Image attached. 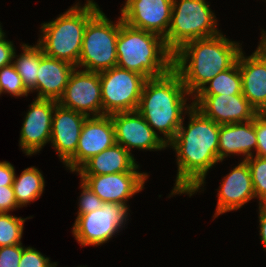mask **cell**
<instances>
[{
  "label": "cell",
  "mask_w": 266,
  "mask_h": 267,
  "mask_svg": "<svg viewBox=\"0 0 266 267\" xmlns=\"http://www.w3.org/2000/svg\"><path fill=\"white\" fill-rule=\"evenodd\" d=\"M174 139L167 145L177 155V176L170 197L187 194L191 197L201 192L206 175L219 161L218 145L220 125L205 117L194 106L186 113Z\"/></svg>",
  "instance_id": "cell-1"
},
{
  "label": "cell",
  "mask_w": 266,
  "mask_h": 267,
  "mask_svg": "<svg viewBox=\"0 0 266 267\" xmlns=\"http://www.w3.org/2000/svg\"><path fill=\"white\" fill-rule=\"evenodd\" d=\"M218 35L188 41L173 53V69L193 97L217 74L231 68L242 51V44Z\"/></svg>",
  "instance_id": "cell-2"
},
{
  "label": "cell",
  "mask_w": 266,
  "mask_h": 267,
  "mask_svg": "<svg viewBox=\"0 0 266 267\" xmlns=\"http://www.w3.org/2000/svg\"><path fill=\"white\" fill-rule=\"evenodd\" d=\"M189 97L192 96L172 68L161 77L146 79L137 111L168 145L177 134L186 113L193 107V102L189 105L186 103L191 99Z\"/></svg>",
  "instance_id": "cell-3"
},
{
  "label": "cell",
  "mask_w": 266,
  "mask_h": 267,
  "mask_svg": "<svg viewBox=\"0 0 266 267\" xmlns=\"http://www.w3.org/2000/svg\"><path fill=\"white\" fill-rule=\"evenodd\" d=\"M117 67L134 71L146 79L161 77L173 68V53L164 38L122 21L116 44Z\"/></svg>",
  "instance_id": "cell-4"
},
{
  "label": "cell",
  "mask_w": 266,
  "mask_h": 267,
  "mask_svg": "<svg viewBox=\"0 0 266 267\" xmlns=\"http://www.w3.org/2000/svg\"><path fill=\"white\" fill-rule=\"evenodd\" d=\"M83 5L77 2L55 20L41 24L37 44L45 55L77 67L86 24L100 10L94 0Z\"/></svg>",
  "instance_id": "cell-5"
},
{
  "label": "cell",
  "mask_w": 266,
  "mask_h": 267,
  "mask_svg": "<svg viewBox=\"0 0 266 267\" xmlns=\"http://www.w3.org/2000/svg\"><path fill=\"white\" fill-rule=\"evenodd\" d=\"M216 15L206 0H173L165 45L175 53L188 41L218 35Z\"/></svg>",
  "instance_id": "cell-6"
},
{
  "label": "cell",
  "mask_w": 266,
  "mask_h": 267,
  "mask_svg": "<svg viewBox=\"0 0 266 267\" xmlns=\"http://www.w3.org/2000/svg\"><path fill=\"white\" fill-rule=\"evenodd\" d=\"M121 26L99 10L86 24L82 49L76 68L100 73L117 66L116 44Z\"/></svg>",
  "instance_id": "cell-7"
},
{
  "label": "cell",
  "mask_w": 266,
  "mask_h": 267,
  "mask_svg": "<svg viewBox=\"0 0 266 267\" xmlns=\"http://www.w3.org/2000/svg\"><path fill=\"white\" fill-rule=\"evenodd\" d=\"M99 74L103 115L137 110L146 81L144 76L117 66Z\"/></svg>",
  "instance_id": "cell-8"
},
{
  "label": "cell",
  "mask_w": 266,
  "mask_h": 267,
  "mask_svg": "<svg viewBox=\"0 0 266 267\" xmlns=\"http://www.w3.org/2000/svg\"><path fill=\"white\" fill-rule=\"evenodd\" d=\"M129 210L122 204L104 203L98 210L76 217L72 234L82 247L107 243L129 220Z\"/></svg>",
  "instance_id": "cell-9"
},
{
  "label": "cell",
  "mask_w": 266,
  "mask_h": 267,
  "mask_svg": "<svg viewBox=\"0 0 266 267\" xmlns=\"http://www.w3.org/2000/svg\"><path fill=\"white\" fill-rule=\"evenodd\" d=\"M64 108L90 116H102L100 74L75 69L71 72L66 88L57 102Z\"/></svg>",
  "instance_id": "cell-10"
},
{
  "label": "cell",
  "mask_w": 266,
  "mask_h": 267,
  "mask_svg": "<svg viewBox=\"0 0 266 267\" xmlns=\"http://www.w3.org/2000/svg\"><path fill=\"white\" fill-rule=\"evenodd\" d=\"M116 143L111 115L87 117L81 130L75 154L64 164L76 172L91 157Z\"/></svg>",
  "instance_id": "cell-11"
},
{
  "label": "cell",
  "mask_w": 266,
  "mask_h": 267,
  "mask_svg": "<svg viewBox=\"0 0 266 267\" xmlns=\"http://www.w3.org/2000/svg\"><path fill=\"white\" fill-rule=\"evenodd\" d=\"M147 172H120L106 175H80V180L104 202L122 204L144 189Z\"/></svg>",
  "instance_id": "cell-12"
},
{
  "label": "cell",
  "mask_w": 266,
  "mask_h": 267,
  "mask_svg": "<svg viewBox=\"0 0 266 267\" xmlns=\"http://www.w3.org/2000/svg\"><path fill=\"white\" fill-rule=\"evenodd\" d=\"M193 106L219 125L244 123L258 114L243 94L194 95Z\"/></svg>",
  "instance_id": "cell-13"
},
{
  "label": "cell",
  "mask_w": 266,
  "mask_h": 267,
  "mask_svg": "<svg viewBox=\"0 0 266 267\" xmlns=\"http://www.w3.org/2000/svg\"><path fill=\"white\" fill-rule=\"evenodd\" d=\"M111 120L116 143L123 146L130 154H132V148L143 151H160L167 148L164 141L137 110L114 113L111 115Z\"/></svg>",
  "instance_id": "cell-14"
},
{
  "label": "cell",
  "mask_w": 266,
  "mask_h": 267,
  "mask_svg": "<svg viewBox=\"0 0 266 267\" xmlns=\"http://www.w3.org/2000/svg\"><path fill=\"white\" fill-rule=\"evenodd\" d=\"M58 103L35 98L23 119L19 146L27 156L37 154L50 142L53 111Z\"/></svg>",
  "instance_id": "cell-15"
},
{
  "label": "cell",
  "mask_w": 266,
  "mask_h": 267,
  "mask_svg": "<svg viewBox=\"0 0 266 267\" xmlns=\"http://www.w3.org/2000/svg\"><path fill=\"white\" fill-rule=\"evenodd\" d=\"M173 0H126L121 8L122 21L131 27L156 33H168Z\"/></svg>",
  "instance_id": "cell-16"
},
{
  "label": "cell",
  "mask_w": 266,
  "mask_h": 267,
  "mask_svg": "<svg viewBox=\"0 0 266 267\" xmlns=\"http://www.w3.org/2000/svg\"><path fill=\"white\" fill-rule=\"evenodd\" d=\"M218 202L214 218L229 211L242 208L246 203L255 199L251 172L245 160L223 177L217 189Z\"/></svg>",
  "instance_id": "cell-17"
},
{
  "label": "cell",
  "mask_w": 266,
  "mask_h": 267,
  "mask_svg": "<svg viewBox=\"0 0 266 267\" xmlns=\"http://www.w3.org/2000/svg\"><path fill=\"white\" fill-rule=\"evenodd\" d=\"M87 117L59 104L55 106L50 143L63 164L75 154L82 126Z\"/></svg>",
  "instance_id": "cell-18"
},
{
  "label": "cell",
  "mask_w": 266,
  "mask_h": 267,
  "mask_svg": "<svg viewBox=\"0 0 266 267\" xmlns=\"http://www.w3.org/2000/svg\"><path fill=\"white\" fill-rule=\"evenodd\" d=\"M237 62L242 77V94L258 113L266 112V60L254 50L250 56L241 51Z\"/></svg>",
  "instance_id": "cell-19"
},
{
  "label": "cell",
  "mask_w": 266,
  "mask_h": 267,
  "mask_svg": "<svg viewBox=\"0 0 266 267\" xmlns=\"http://www.w3.org/2000/svg\"><path fill=\"white\" fill-rule=\"evenodd\" d=\"M256 146L257 136L255 133L254 119L244 123L220 125L218 145L220 162L235 154L243 155L244 157L242 159L246 160L254 156Z\"/></svg>",
  "instance_id": "cell-20"
},
{
  "label": "cell",
  "mask_w": 266,
  "mask_h": 267,
  "mask_svg": "<svg viewBox=\"0 0 266 267\" xmlns=\"http://www.w3.org/2000/svg\"><path fill=\"white\" fill-rule=\"evenodd\" d=\"M75 66L62 60L44 55L37 73V97L58 102L66 88Z\"/></svg>",
  "instance_id": "cell-21"
},
{
  "label": "cell",
  "mask_w": 266,
  "mask_h": 267,
  "mask_svg": "<svg viewBox=\"0 0 266 267\" xmlns=\"http://www.w3.org/2000/svg\"><path fill=\"white\" fill-rule=\"evenodd\" d=\"M133 154L115 143L101 153L91 157L77 171L78 175H106L120 172H139Z\"/></svg>",
  "instance_id": "cell-22"
},
{
  "label": "cell",
  "mask_w": 266,
  "mask_h": 267,
  "mask_svg": "<svg viewBox=\"0 0 266 267\" xmlns=\"http://www.w3.org/2000/svg\"><path fill=\"white\" fill-rule=\"evenodd\" d=\"M37 167L24 169L20 176L14 177L13 189L18 206L29 205V203L39 199L44 191L45 180L43 173Z\"/></svg>",
  "instance_id": "cell-23"
},
{
  "label": "cell",
  "mask_w": 266,
  "mask_h": 267,
  "mask_svg": "<svg viewBox=\"0 0 266 267\" xmlns=\"http://www.w3.org/2000/svg\"><path fill=\"white\" fill-rule=\"evenodd\" d=\"M21 47L20 55H16L15 49L12 63L21 76L25 88L30 93L37 92L38 67L45 54L37 43L33 46L23 43Z\"/></svg>",
  "instance_id": "cell-24"
},
{
  "label": "cell",
  "mask_w": 266,
  "mask_h": 267,
  "mask_svg": "<svg viewBox=\"0 0 266 267\" xmlns=\"http://www.w3.org/2000/svg\"><path fill=\"white\" fill-rule=\"evenodd\" d=\"M235 95L242 94V77L238 62L231 68L217 74L208 81L195 95Z\"/></svg>",
  "instance_id": "cell-25"
},
{
  "label": "cell",
  "mask_w": 266,
  "mask_h": 267,
  "mask_svg": "<svg viewBox=\"0 0 266 267\" xmlns=\"http://www.w3.org/2000/svg\"><path fill=\"white\" fill-rule=\"evenodd\" d=\"M27 218L0 213V247L22 244L23 228Z\"/></svg>",
  "instance_id": "cell-26"
},
{
  "label": "cell",
  "mask_w": 266,
  "mask_h": 267,
  "mask_svg": "<svg viewBox=\"0 0 266 267\" xmlns=\"http://www.w3.org/2000/svg\"><path fill=\"white\" fill-rule=\"evenodd\" d=\"M1 93L10 94L13 97H27L30 92L25 88L21 76L18 74L13 63L0 69Z\"/></svg>",
  "instance_id": "cell-27"
},
{
  "label": "cell",
  "mask_w": 266,
  "mask_h": 267,
  "mask_svg": "<svg viewBox=\"0 0 266 267\" xmlns=\"http://www.w3.org/2000/svg\"><path fill=\"white\" fill-rule=\"evenodd\" d=\"M251 172L255 198L266 204V158L251 156L245 160Z\"/></svg>",
  "instance_id": "cell-28"
},
{
  "label": "cell",
  "mask_w": 266,
  "mask_h": 267,
  "mask_svg": "<svg viewBox=\"0 0 266 267\" xmlns=\"http://www.w3.org/2000/svg\"><path fill=\"white\" fill-rule=\"evenodd\" d=\"M82 193L79 196L77 217L82 214L98 210L104 202L82 180L80 182Z\"/></svg>",
  "instance_id": "cell-29"
},
{
  "label": "cell",
  "mask_w": 266,
  "mask_h": 267,
  "mask_svg": "<svg viewBox=\"0 0 266 267\" xmlns=\"http://www.w3.org/2000/svg\"><path fill=\"white\" fill-rule=\"evenodd\" d=\"M19 267H57V262H51L40 251L33 247H24Z\"/></svg>",
  "instance_id": "cell-30"
},
{
  "label": "cell",
  "mask_w": 266,
  "mask_h": 267,
  "mask_svg": "<svg viewBox=\"0 0 266 267\" xmlns=\"http://www.w3.org/2000/svg\"><path fill=\"white\" fill-rule=\"evenodd\" d=\"M254 127L257 136L255 156L266 158V112L255 116Z\"/></svg>",
  "instance_id": "cell-31"
},
{
  "label": "cell",
  "mask_w": 266,
  "mask_h": 267,
  "mask_svg": "<svg viewBox=\"0 0 266 267\" xmlns=\"http://www.w3.org/2000/svg\"><path fill=\"white\" fill-rule=\"evenodd\" d=\"M24 247L22 244L0 247V267H19Z\"/></svg>",
  "instance_id": "cell-32"
},
{
  "label": "cell",
  "mask_w": 266,
  "mask_h": 267,
  "mask_svg": "<svg viewBox=\"0 0 266 267\" xmlns=\"http://www.w3.org/2000/svg\"><path fill=\"white\" fill-rule=\"evenodd\" d=\"M19 209L13 186H0V213H10L15 209Z\"/></svg>",
  "instance_id": "cell-33"
},
{
  "label": "cell",
  "mask_w": 266,
  "mask_h": 267,
  "mask_svg": "<svg viewBox=\"0 0 266 267\" xmlns=\"http://www.w3.org/2000/svg\"><path fill=\"white\" fill-rule=\"evenodd\" d=\"M6 35L0 39V69L3 66L9 65L13 61V54L15 51L13 41L6 40Z\"/></svg>",
  "instance_id": "cell-34"
},
{
  "label": "cell",
  "mask_w": 266,
  "mask_h": 267,
  "mask_svg": "<svg viewBox=\"0 0 266 267\" xmlns=\"http://www.w3.org/2000/svg\"><path fill=\"white\" fill-rule=\"evenodd\" d=\"M15 167L8 161H0V186H12Z\"/></svg>",
  "instance_id": "cell-35"
},
{
  "label": "cell",
  "mask_w": 266,
  "mask_h": 267,
  "mask_svg": "<svg viewBox=\"0 0 266 267\" xmlns=\"http://www.w3.org/2000/svg\"><path fill=\"white\" fill-rule=\"evenodd\" d=\"M259 235L261 239V243L266 250V204H259Z\"/></svg>",
  "instance_id": "cell-36"
},
{
  "label": "cell",
  "mask_w": 266,
  "mask_h": 267,
  "mask_svg": "<svg viewBox=\"0 0 266 267\" xmlns=\"http://www.w3.org/2000/svg\"><path fill=\"white\" fill-rule=\"evenodd\" d=\"M256 51L266 60V31L262 29L261 39Z\"/></svg>",
  "instance_id": "cell-37"
},
{
  "label": "cell",
  "mask_w": 266,
  "mask_h": 267,
  "mask_svg": "<svg viewBox=\"0 0 266 267\" xmlns=\"http://www.w3.org/2000/svg\"><path fill=\"white\" fill-rule=\"evenodd\" d=\"M5 35L6 33L4 32V30H2V26L0 24V39H2Z\"/></svg>",
  "instance_id": "cell-38"
}]
</instances>
